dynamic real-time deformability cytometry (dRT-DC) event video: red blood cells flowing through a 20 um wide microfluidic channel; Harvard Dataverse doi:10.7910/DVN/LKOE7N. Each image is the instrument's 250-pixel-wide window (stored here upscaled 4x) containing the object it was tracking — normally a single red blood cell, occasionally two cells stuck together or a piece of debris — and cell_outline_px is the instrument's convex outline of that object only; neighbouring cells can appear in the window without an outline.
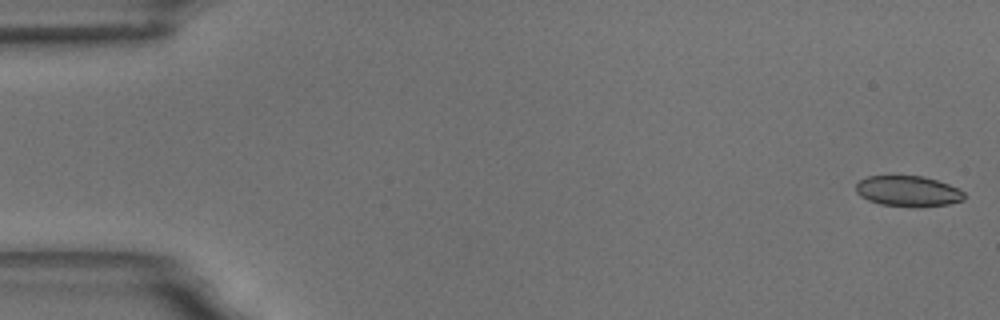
{"species": "common noctule bat (a hibernating species)", "species_latin": "Nyctalus noctula", "temperature_condition": "room temperature", "stored_images_in_passage": 10, "camera_frame_rate_fps": 3000, "um_per_image_px": 0.085, "animal": {"sex": "male", "body_mass_g": 18.8}, "frame": {"image": 1, "passage_image": 1, "time_ms": 0.0, "image_size_px": [1000, 320], "cell_outline_px": [[964, 200], [948, 204], [880, 204], [868, 200], [860, 196], [856, 192], [856, 184], [860, 180], [868, 176], [924, 176], [960, 188], [964, 192]], "centroid_in_image_um": [77.17, 16.2], "position_along_channel_um": 7.8, "area_um2": 18.55}}
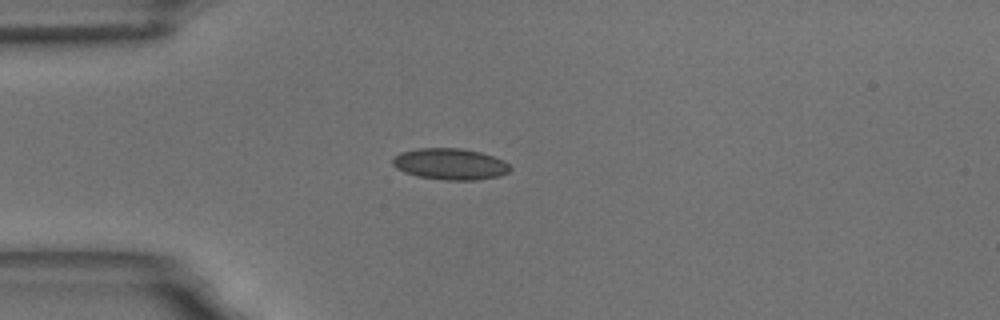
{"frame": {"image": 2, "passage_image": 5, "time_ms": 4.667, "image_size_px": [1000, 320], "cell_outline_px": [[512, 168], [508, 172], [500, 176], [476, 180], [444, 180], [416, 176], [404, 172], [396, 168], [392, 164], [392, 160], [400, 152], [416, 148], [460, 148], [480, 152], [504, 160]], "centroid_in_image_um": [38.26, 13.94], "position_along_channel_um": 46.7, "area_um2": 21.56}}
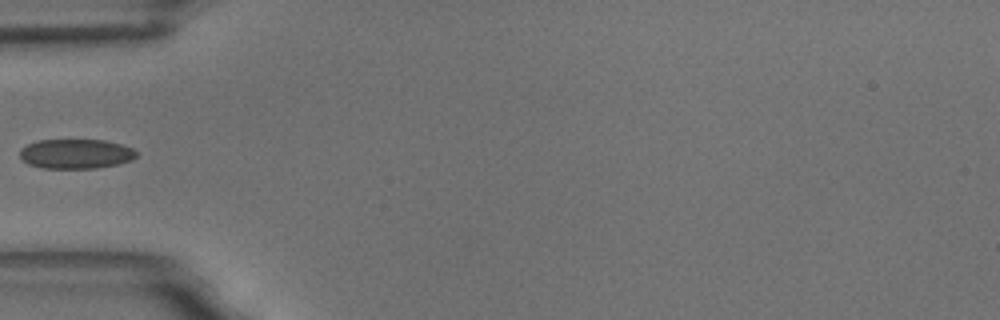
{"frame": {"image": 3, "passage_image": 6, "time_ms": 6.0, "image_size_px": [1000, 320], "cell_outline_px": [[136, 156], [132, 160], [120, 164], [96, 168], [44, 168], [28, 164], [20, 156], [20, 148], [36, 140], [104, 140], [120, 144], [132, 148], [136, 152]], "centroid_in_image_um": [6.45, 13.07], "position_along_channel_um": 78.6, "area_um2": 20.11}}